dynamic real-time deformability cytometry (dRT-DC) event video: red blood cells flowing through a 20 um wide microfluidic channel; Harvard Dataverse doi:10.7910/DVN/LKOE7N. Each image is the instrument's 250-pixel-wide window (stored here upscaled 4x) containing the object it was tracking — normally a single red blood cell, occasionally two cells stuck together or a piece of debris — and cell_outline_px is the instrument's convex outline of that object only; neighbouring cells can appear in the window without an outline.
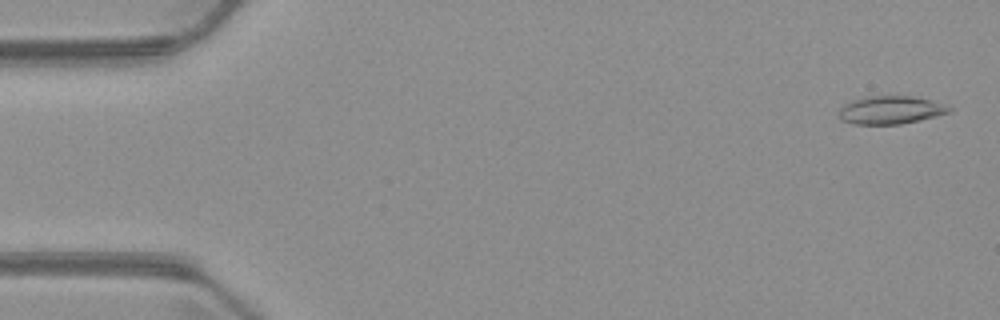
{"species": "common noctule bat (a hibernating species)", "species_latin": "Nyctalus noctula", "temperature_condition": "warm", "stored_images_in_passage": 7, "camera_frame_rate_fps": 3000, "um_per_image_px": 0.085, "animal": {"sex": "male", "body_mass_g": 23.1, "forearm_length_mm": 52.7}, "frame": {"image": 1, "passage_image": 1, "time_ms": 0.0, "image_size_px": [1000, 320], "cell_outline_px": [[952, 112], [920, 120], [900, 124], [852, 124], [840, 120], [840, 104], [852, 100], [868, 96], [912, 96], [932, 100], [944, 104], [952, 108]], "centroid_in_image_um": [75.69, 9.35], "position_along_channel_um": 9.3, "area_um2": 18.21}}
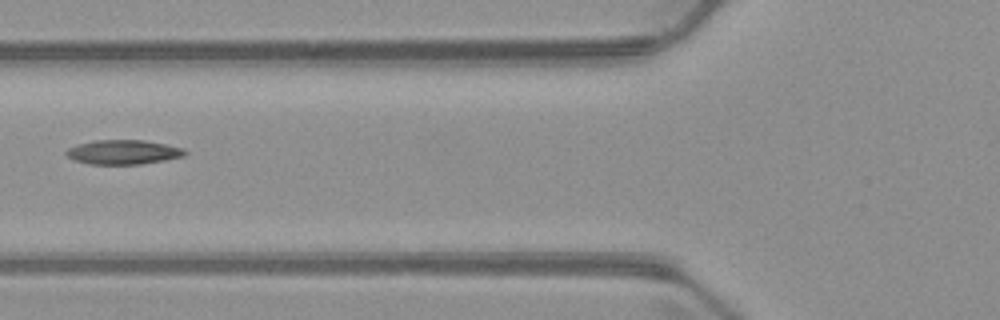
{"frame": {"image": 2, "passage_image": 6, "time_ms": 6.0, "image_size_px": [1000, 320], "cell_outline_px": [[188, 152], [184, 156], [164, 160], [140, 164], [88, 164], [76, 160], [68, 156], [64, 152], [68, 148], [80, 144], [96, 140], [144, 140], [184, 148]], "centroid_in_image_um": [10.5, 12.93], "position_along_channel_um": 115.3, "area_um2": 16.7}}
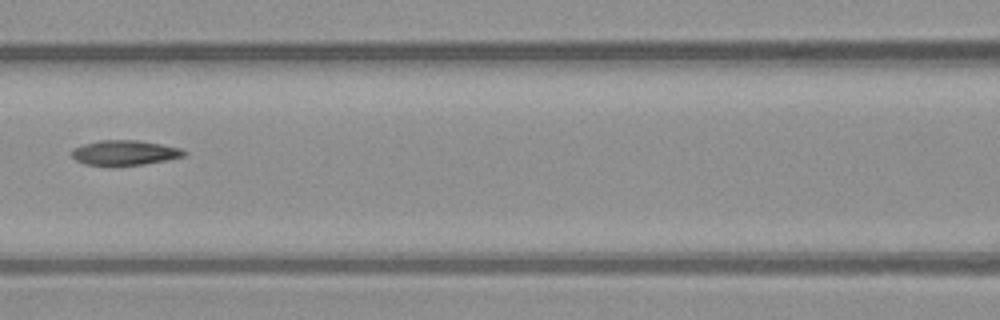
{"frame": {"image": 3, "passage_image": 7, "time_ms": 7.0, "image_size_px": [1000, 320], "cell_outline_px": [[188, 152], [184, 156], [168, 160], [144, 164], [84, 164], [76, 160], [72, 156], [72, 148], [84, 144], [100, 140], [136, 140], [160, 144], [180, 148]], "centroid_in_image_um": [10.62, 12.96], "position_along_channel_um": 156.0, "area_um2": 15.95}}